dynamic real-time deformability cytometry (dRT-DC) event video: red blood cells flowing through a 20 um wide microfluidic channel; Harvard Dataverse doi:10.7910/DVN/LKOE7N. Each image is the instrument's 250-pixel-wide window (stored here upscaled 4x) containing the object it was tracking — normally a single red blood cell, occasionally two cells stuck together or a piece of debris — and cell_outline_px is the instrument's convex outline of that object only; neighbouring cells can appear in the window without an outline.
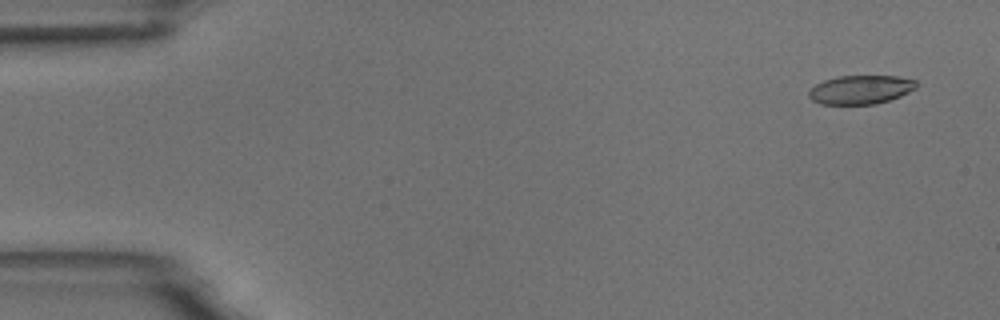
{"species": "common noctule bat (a hibernating species)", "species_latin": "Nyctalus noctula", "temperature_condition": "room temperature", "stored_images_in_passage": 5, "camera_frame_rate_fps": 3000, "um_per_image_px": 0.085, "animal": {"sex": "male", "body_mass_g": 18.8}, "frame": {"image": 1, "passage_image": 1, "time_ms": 0.0, "image_size_px": [1000, 320], "cell_outline_px": [[920, 84], [916, 88], [900, 96], [876, 104], [820, 104], [812, 100], [808, 96], [808, 92], [816, 84], [824, 80], [836, 76], [896, 76], [916, 80]], "centroid_in_image_um": [73.16, 7.61], "position_along_channel_um": 11.8, "area_um2": 18.09}}
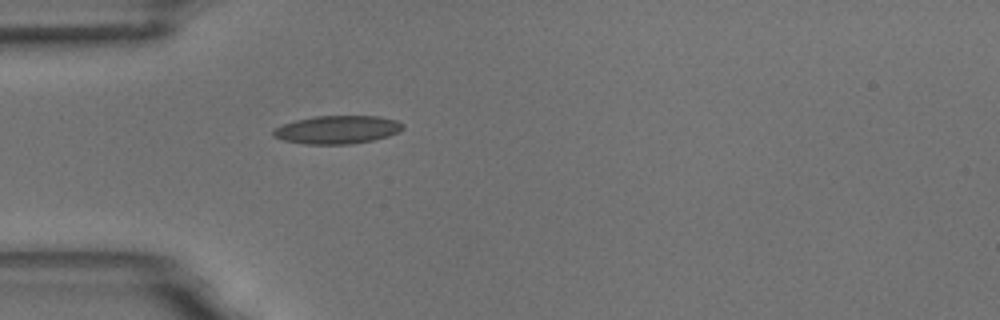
{"frame": {"image": 2, "passage_image": 5, "time_ms": 4.333, "image_size_px": [1000, 320], "cell_outline_px": [[404, 128], [400, 132], [388, 136], [372, 140], [348, 144], [304, 144], [284, 140], [272, 136], [272, 132], [276, 128], [284, 124], [296, 120], [316, 116], [380, 116], [396, 120], [404, 124]], "centroid_in_image_um": [28.7, 11.02], "position_along_channel_um": 56.3, "area_um2": 21.21}}